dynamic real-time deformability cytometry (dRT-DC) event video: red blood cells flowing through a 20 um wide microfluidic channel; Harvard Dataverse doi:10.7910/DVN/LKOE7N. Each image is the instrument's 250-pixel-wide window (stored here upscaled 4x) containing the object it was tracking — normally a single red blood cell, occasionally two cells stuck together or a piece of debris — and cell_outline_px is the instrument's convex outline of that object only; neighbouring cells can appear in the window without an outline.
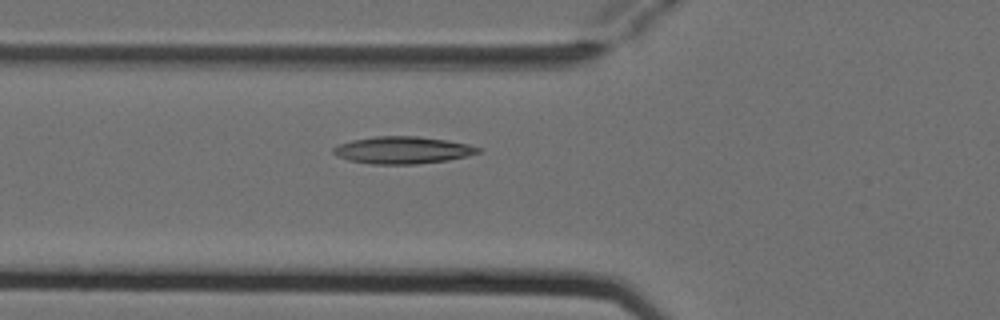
{"species": "Egyptian fruit bat (a non-hibernating species)", "species_latin": "Rousettus aegyptiacus", "temperature_condition": "cold", "stored_images_in_passage": 2, "camera_frame_rate_fps": 3000, "um_per_image_px": 0.085, "animal": {"sex": "female"}, "frame": {"image": 1, "passage_image": 2, "time_ms": 0.333, "image_size_px": [1000, 320], "cell_outline_px": [[480, 152], [468, 156], [448, 160], [416, 164], [372, 164], [348, 160], [332, 152], [332, 148], [340, 144], [352, 140], [376, 136], [416, 136], [448, 140], [468, 144], [480, 148]], "centroid_in_image_um": [34.24, 12.76], "position_along_channel_um": 91.6, "area_um2": 22.83}}